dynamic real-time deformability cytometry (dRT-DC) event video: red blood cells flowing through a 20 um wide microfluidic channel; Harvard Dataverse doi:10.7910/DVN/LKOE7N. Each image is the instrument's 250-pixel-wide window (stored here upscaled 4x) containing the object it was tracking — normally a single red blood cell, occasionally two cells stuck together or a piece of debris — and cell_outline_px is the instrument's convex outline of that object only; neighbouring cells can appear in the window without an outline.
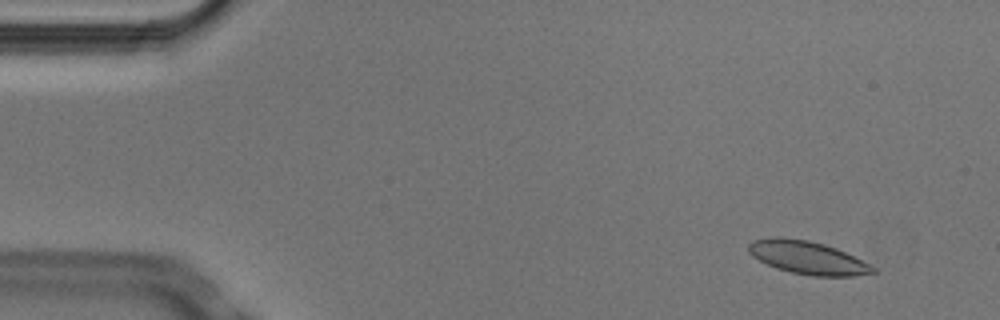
{"species": "Egyptian fruit bat (a non-hibernating species)", "species_latin": "Rousettus aegyptiacus", "temperature_condition": "cold", "stored_images_in_passage": 4, "camera_frame_rate_fps": 3000, "um_per_image_px": 0.085, "animal": {"sex": "male"}, "frame": {"image": 1, "passage_image": 1, "time_ms": 0.0, "image_size_px": [1000, 320], "cell_outline_px": [[880, 272], [856, 276], [812, 276], [792, 272], [776, 268], [752, 256], [748, 252], [748, 244], [752, 240], [776, 236], [780, 236], [808, 240], [824, 244], [836, 248], [876, 268]], "centroid_in_image_um": [68.63, 21.89], "position_along_channel_um": 16.4, "area_um2": 23.93}}
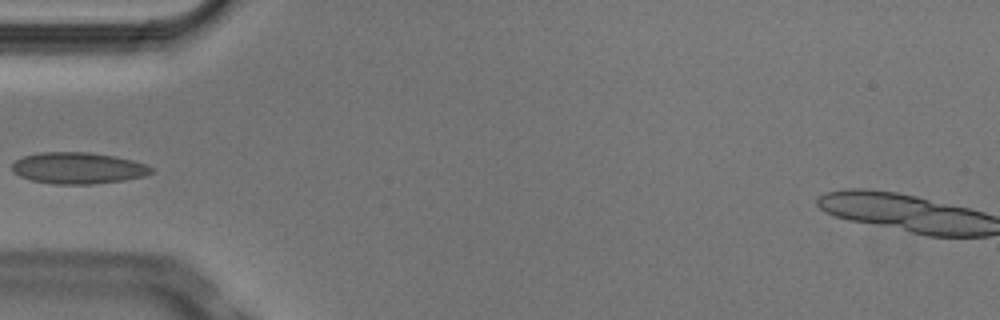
{"frame": {"image": 2, "passage_image": 4, "time_ms": 1.0, "image_size_px": [1000, 320], "cell_outline_px": [[156, 168], [152, 172], [144, 176], [124, 180], [92, 184], [52, 184], [32, 180], [20, 176], [12, 172], [12, 164], [16, 160], [24, 156], [40, 152], [92, 152], [116, 156], [148, 164]], "centroid_in_image_um": [6.67, 14.28], "position_along_channel_um": 78.3, "area_um2": 25.72}}